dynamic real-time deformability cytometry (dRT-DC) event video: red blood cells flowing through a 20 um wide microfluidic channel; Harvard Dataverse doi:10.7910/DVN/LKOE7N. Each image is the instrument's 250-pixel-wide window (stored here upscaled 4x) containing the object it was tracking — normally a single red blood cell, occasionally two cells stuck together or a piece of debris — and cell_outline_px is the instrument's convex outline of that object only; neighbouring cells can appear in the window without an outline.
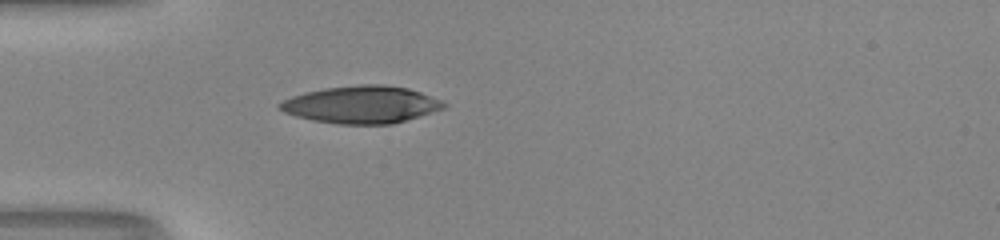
{"species": "human", "species_latin": "Homo sapiens", "temperature_condition": "room temperature", "stored_images_in_passage": 36, "camera_frame_rate_fps": 3000, "um_per_image_px": 0.085, "donor": {"sex": "male"}, "frame": {"image": 1, "passage_image": 1, "time_ms": 0.0, "image_size_px": [1000, 240], "cell_outline_px": [[448, 104], [444, 108], [432, 112], [392, 124], [336, 124], [312, 120], [296, 116], [284, 112], [276, 108], [276, 104], [292, 96], [304, 92], [324, 88], [360, 84], [380, 84], [408, 88], [420, 92], [440, 100]], "centroid_in_image_um": [30.67, 8.89], "position_along_channel_um": 54.3, "area_um2": 35.72}}
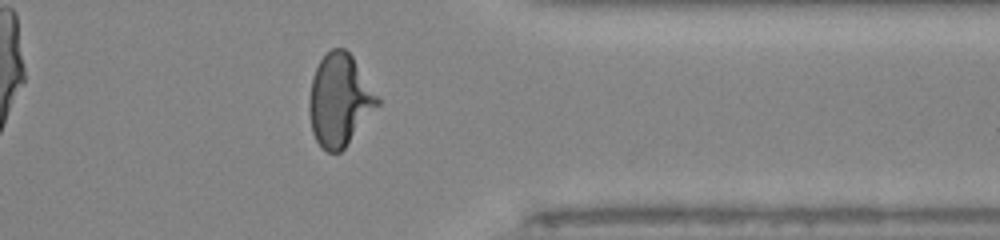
{"frame": {"image": 2, "passage_image": 26, "time_ms": 8.333, "image_size_px": [1000, 240], "cell_outline_px": [[380, 104], [344, 148], [340, 152], [328, 152], [320, 148], [312, 132], [308, 112], [308, 104], [312, 76], [320, 60], [332, 48], [344, 48], [352, 56], [380, 96]], "centroid_in_image_um": [28.86, 8.52], "position_along_channel_um": 382.5, "area_um2": 36.82}}
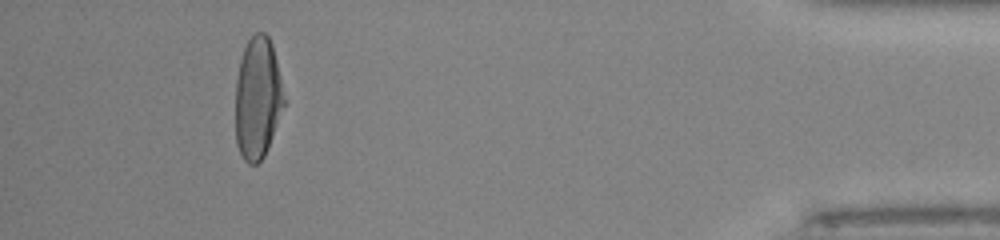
{"frame": {"image": 3, "passage_image": 32, "time_ms": 10.333, "image_size_px": [1000, 240], "cell_outline_px": [[288, 100], [268, 148], [264, 156], [256, 164], [248, 164], [244, 160], [236, 144], [236, 80], [240, 60], [244, 48], [248, 40], [256, 32], [264, 32], [268, 36], [272, 44]], "centroid_in_image_um": [21.94, 8.34], "position_along_channel_um": 413.3, "area_um2": 35.26}, "authors_computed_cell_mechanics": {"area_um2": 35.8071, "velocity_mm_per_s": 4.1636, "shape_relaxation_time_tau1_ms": 5.9924, "shape_relaxation_time_tau2_ms": 0.8415, "deformation_change_tau1": 0.2699, "deformation_change_tau2": 0.0539}}